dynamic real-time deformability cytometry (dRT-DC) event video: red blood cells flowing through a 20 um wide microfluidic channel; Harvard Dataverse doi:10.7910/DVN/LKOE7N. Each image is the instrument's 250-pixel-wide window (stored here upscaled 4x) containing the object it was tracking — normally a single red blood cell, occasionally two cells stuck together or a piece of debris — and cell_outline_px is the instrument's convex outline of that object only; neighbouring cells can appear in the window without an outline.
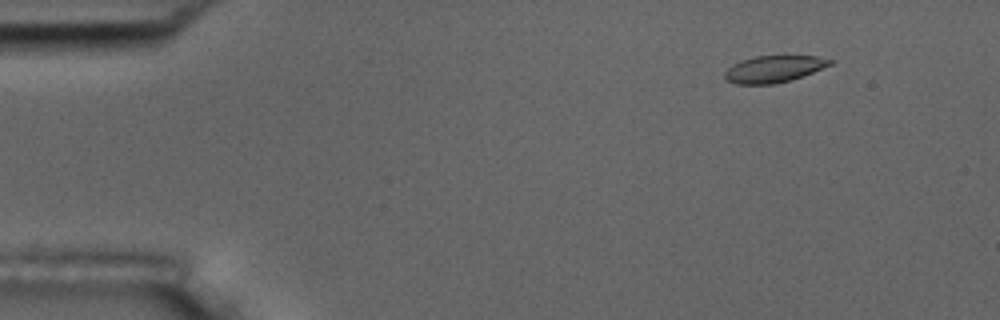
{"species": "common noctule bat (a hibernating species)", "species_latin": "Nyctalus noctula", "temperature_condition": "room temperature", "stored_images_in_passage": 5, "camera_frame_rate_fps": 3000, "um_per_image_px": 0.085, "animal": {"sex": "male", "body_mass_g": 17.5, "forearm_length_mm": 52.3}, "frame": {"image": 1, "passage_image": 2, "time_ms": 1.333, "image_size_px": [1000, 320], "cell_outline_px": [[836, 60], [832, 64], [804, 76], [772, 84], [736, 84], [728, 80], [724, 76], [724, 72], [732, 64], [740, 60], [756, 56], [816, 56]], "centroid_in_image_um": [65.79, 5.85], "position_along_channel_um": 19.2, "area_um2": 16.42}}
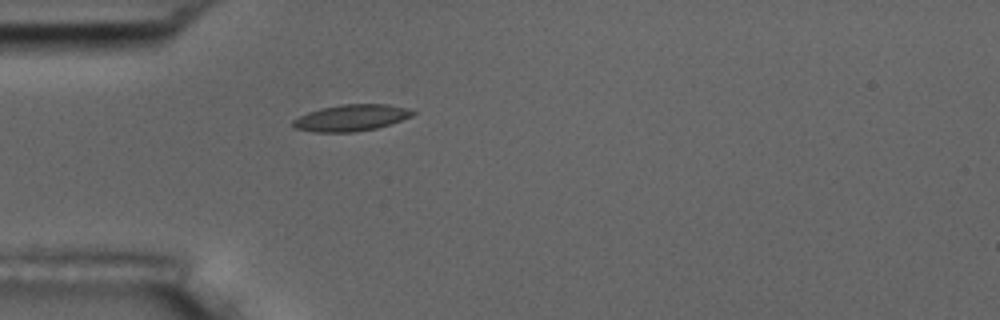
{"frame": {"image": 2, "passage_image": 5, "time_ms": 4.667, "image_size_px": [1000, 320], "cell_outline_px": [[416, 112], [412, 116], [376, 128], [352, 132], [312, 132], [292, 128], [292, 120], [308, 112], [320, 108], [340, 104], [388, 104], [408, 108]], "centroid_in_image_um": [29.8, 10.01], "position_along_channel_um": 55.2, "area_um2": 18.5}}